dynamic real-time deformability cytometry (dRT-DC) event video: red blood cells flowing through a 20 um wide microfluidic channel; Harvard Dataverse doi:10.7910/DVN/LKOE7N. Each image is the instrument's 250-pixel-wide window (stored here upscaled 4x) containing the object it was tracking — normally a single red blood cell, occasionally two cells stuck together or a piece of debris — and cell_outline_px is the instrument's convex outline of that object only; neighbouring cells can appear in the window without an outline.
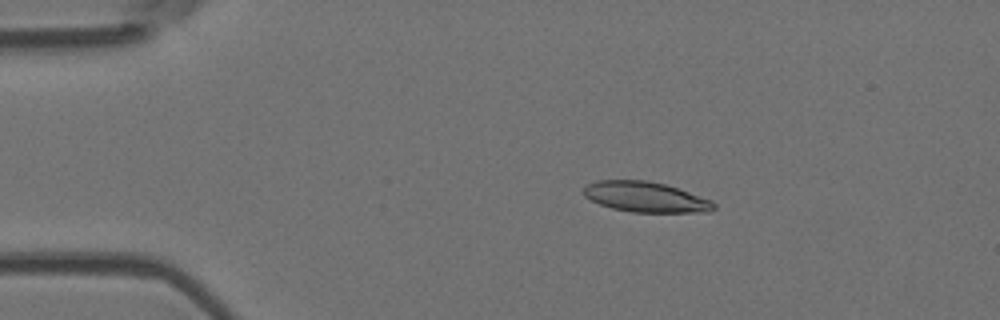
{"species": "Egyptian fruit bat (a non-hibernating species)", "species_latin": "Rousettus aegyptiacus", "temperature_condition": "room temperature", "stored_images_in_passage": 3, "camera_frame_rate_fps": 3000, "um_per_image_px": 0.085, "animal": {"sex": "female"}, "frame": {"image": 1, "passage_image": 2, "time_ms": 1.0, "image_size_px": [1000, 320], "cell_outline_px": [[716, 208], [712, 212], [632, 212], [612, 208], [600, 204], [584, 196], [584, 188], [588, 184], [596, 180], [648, 180], [664, 184], [712, 200], [716, 204]], "centroid_in_image_um": [54.9, 16.75], "position_along_channel_um": 30.1, "area_um2": 22.95}}